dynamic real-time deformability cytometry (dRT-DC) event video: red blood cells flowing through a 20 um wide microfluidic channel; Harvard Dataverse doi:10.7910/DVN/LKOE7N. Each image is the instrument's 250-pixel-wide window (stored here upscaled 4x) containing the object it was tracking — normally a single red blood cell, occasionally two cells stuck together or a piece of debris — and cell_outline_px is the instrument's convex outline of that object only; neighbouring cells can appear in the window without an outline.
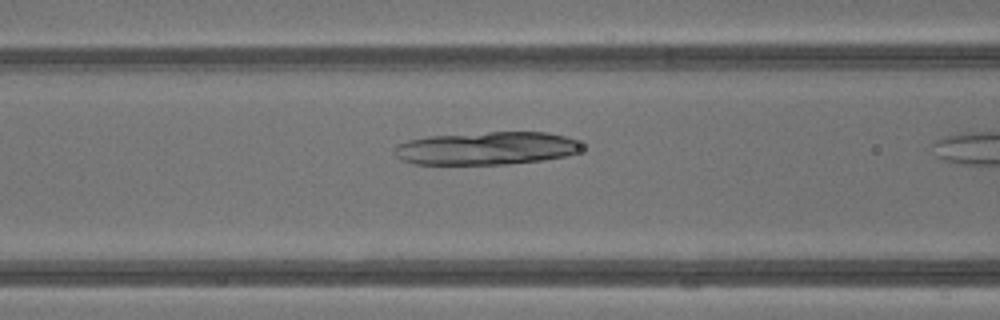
{"species": "common noctule bat (a hibernating species)", "species_latin": "Nyctalus noctula", "temperature_condition": "warm", "stored_images_in_passage": 5, "camera_frame_rate_fps": 3000, "um_per_image_px": 0.085, "animal": {"sex": "male", "body_mass_g": 13.3}, "frame": {"image": 1, "passage_image": 4, "time_ms": 1.0, "image_size_px": [1000, 320], "cell_outline_px": [[580, 148], [576, 152], [568, 156], [544, 160], [504, 164], [416, 164], [400, 160], [392, 152], [392, 148], [396, 144], [408, 140], [428, 136], [488, 132], [548, 132], [564, 136], [576, 140], [580, 144]], "centroid_in_image_um": [41.28, 12.6], "position_along_channel_um": 125.3, "area_um2": 36.13}}